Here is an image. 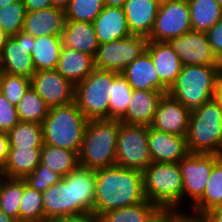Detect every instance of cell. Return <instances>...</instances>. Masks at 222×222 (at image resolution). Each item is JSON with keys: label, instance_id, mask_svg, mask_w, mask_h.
Instances as JSON below:
<instances>
[{"label": "cell", "instance_id": "6da1fadb", "mask_svg": "<svg viewBox=\"0 0 222 222\" xmlns=\"http://www.w3.org/2000/svg\"><path fill=\"white\" fill-rule=\"evenodd\" d=\"M146 200L143 173L119 166L96 170L95 203L92 214L129 207Z\"/></svg>", "mask_w": 222, "mask_h": 222}, {"label": "cell", "instance_id": "7a4b0ae2", "mask_svg": "<svg viewBox=\"0 0 222 222\" xmlns=\"http://www.w3.org/2000/svg\"><path fill=\"white\" fill-rule=\"evenodd\" d=\"M119 120H88L78 153L79 166L91 170L115 166Z\"/></svg>", "mask_w": 222, "mask_h": 222}, {"label": "cell", "instance_id": "3957f363", "mask_svg": "<svg viewBox=\"0 0 222 222\" xmlns=\"http://www.w3.org/2000/svg\"><path fill=\"white\" fill-rule=\"evenodd\" d=\"M87 121L75 101L49 108L42 123L44 144L72 150L78 154Z\"/></svg>", "mask_w": 222, "mask_h": 222}, {"label": "cell", "instance_id": "277c9868", "mask_svg": "<svg viewBox=\"0 0 222 222\" xmlns=\"http://www.w3.org/2000/svg\"><path fill=\"white\" fill-rule=\"evenodd\" d=\"M221 66L183 65L168 94L190 113L214 98L216 78Z\"/></svg>", "mask_w": 222, "mask_h": 222}, {"label": "cell", "instance_id": "5b68a950", "mask_svg": "<svg viewBox=\"0 0 222 222\" xmlns=\"http://www.w3.org/2000/svg\"><path fill=\"white\" fill-rule=\"evenodd\" d=\"M189 153L215 154L222 149V105L215 99L191 113L186 134Z\"/></svg>", "mask_w": 222, "mask_h": 222}, {"label": "cell", "instance_id": "8992f818", "mask_svg": "<svg viewBox=\"0 0 222 222\" xmlns=\"http://www.w3.org/2000/svg\"><path fill=\"white\" fill-rule=\"evenodd\" d=\"M142 173L146 200L158 208L182 211L183 181L179 163L151 162Z\"/></svg>", "mask_w": 222, "mask_h": 222}, {"label": "cell", "instance_id": "52a82bcc", "mask_svg": "<svg viewBox=\"0 0 222 222\" xmlns=\"http://www.w3.org/2000/svg\"><path fill=\"white\" fill-rule=\"evenodd\" d=\"M117 73L95 68L85 80L75 85L74 101L88 120L108 119V103Z\"/></svg>", "mask_w": 222, "mask_h": 222}, {"label": "cell", "instance_id": "ba28073f", "mask_svg": "<svg viewBox=\"0 0 222 222\" xmlns=\"http://www.w3.org/2000/svg\"><path fill=\"white\" fill-rule=\"evenodd\" d=\"M151 162L147 126L119 121L115 165L143 172Z\"/></svg>", "mask_w": 222, "mask_h": 222}, {"label": "cell", "instance_id": "9c48e42d", "mask_svg": "<svg viewBox=\"0 0 222 222\" xmlns=\"http://www.w3.org/2000/svg\"><path fill=\"white\" fill-rule=\"evenodd\" d=\"M218 159L219 155L215 154L188 153L179 162L183 181V212L186 213L187 208L190 209L202 197L214 163Z\"/></svg>", "mask_w": 222, "mask_h": 222}, {"label": "cell", "instance_id": "30bf717a", "mask_svg": "<svg viewBox=\"0 0 222 222\" xmlns=\"http://www.w3.org/2000/svg\"><path fill=\"white\" fill-rule=\"evenodd\" d=\"M147 42L148 39L144 36L130 35L102 43L98 46L94 57V67L121 73L146 50Z\"/></svg>", "mask_w": 222, "mask_h": 222}, {"label": "cell", "instance_id": "8fae6325", "mask_svg": "<svg viewBox=\"0 0 222 222\" xmlns=\"http://www.w3.org/2000/svg\"><path fill=\"white\" fill-rule=\"evenodd\" d=\"M191 30L187 0H168L160 3L153 28L147 39L167 42Z\"/></svg>", "mask_w": 222, "mask_h": 222}, {"label": "cell", "instance_id": "7c38bea8", "mask_svg": "<svg viewBox=\"0 0 222 222\" xmlns=\"http://www.w3.org/2000/svg\"><path fill=\"white\" fill-rule=\"evenodd\" d=\"M32 42L34 37L23 30L7 38L0 52L3 72L31 79L36 72L31 57Z\"/></svg>", "mask_w": 222, "mask_h": 222}, {"label": "cell", "instance_id": "4fadbf2b", "mask_svg": "<svg viewBox=\"0 0 222 222\" xmlns=\"http://www.w3.org/2000/svg\"><path fill=\"white\" fill-rule=\"evenodd\" d=\"M183 65L221 66L205 32L188 31L167 41Z\"/></svg>", "mask_w": 222, "mask_h": 222}, {"label": "cell", "instance_id": "5bb4252c", "mask_svg": "<svg viewBox=\"0 0 222 222\" xmlns=\"http://www.w3.org/2000/svg\"><path fill=\"white\" fill-rule=\"evenodd\" d=\"M31 87L49 108L74 102L75 85L56 70L36 71L31 77Z\"/></svg>", "mask_w": 222, "mask_h": 222}, {"label": "cell", "instance_id": "9a60e30c", "mask_svg": "<svg viewBox=\"0 0 222 222\" xmlns=\"http://www.w3.org/2000/svg\"><path fill=\"white\" fill-rule=\"evenodd\" d=\"M190 114L183 104L165 94L158 103L150 126L166 133L186 136Z\"/></svg>", "mask_w": 222, "mask_h": 222}, {"label": "cell", "instance_id": "2e32d148", "mask_svg": "<svg viewBox=\"0 0 222 222\" xmlns=\"http://www.w3.org/2000/svg\"><path fill=\"white\" fill-rule=\"evenodd\" d=\"M152 162L179 163L188 153L186 136H177L147 126Z\"/></svg>", "mask_w": 222, "mask_h": 222}, {"label": "cell", "instance_id": "e0dca14e", "mask_svg": "<svg viewBox=\"0 0 222 222\" xmlns=\"http://www.w3.org/2000/svg\"><path fill=\"white\" fill-rule=\"evenodd\" d=\"M45 222L74 216L72 178L67 175L42 192Z\"/></svg>", "mask_w": 222, "mask_h": 222}, {"label": "cell", "instance_id": "ac0fdd59", "mask_svg": "<svg viewBox=\"0 0 222 222\" xmlns=\"http://www.w3.org/2000/svg\"><path fill=\"white\" fill-rule=\"evenodd\" d=\"M121 74L133 90L159 91L164 95L168 94L169 89L159 80L151 57L146 51L125 67Z\"/></svg>", "mask_w": 222, "mask_h": 222}, {"label": "cell", "instance_id": "d6986e66", "mask_svg": "<svg viewBox=\"0 0 222 222\" xmlns=\"http://www.w3.org/2000/svg\"><path fill=\"white\" fill-rule=\"evenodd\" d=\"M145 51L151 57L159 80L169 89L182 71L178 55L167 42L148 41Z\"/></svg>", "mask_w": 222, "mask_h": 222}, {"label": "cell", "instance_id": "ffe728a7", "mask_svg": "<svg viewBox=\"0 0 222 222\" xmlns=\"http://www.w3.org/2000/svg\"><path fill=\"white\" fill-rule=\"evenodd\" d=\"M163 95L159 91L133 90L127 111L119 121L126 124L150 126Z\"/></svg>", "mask_w": 222, "mask_h": 222}, {"label": "cell", "instance_id": "44dd1931", "mask_svg": "<svg viewBox=\"0 0 222 222\" xmlns=\"http://www.w3.org/2000/svg\"><path fill=\"white\" fill-rule=\"evenodd\" d=\"M72 178L74 216L93 212L96 170L78 166L68 174Z\"/></svg>", "mask_w": 222, "mask_h": 222}, {"label": "cell", "instance_id": "7402d4cb", "mask_svg": "<svg viewBox=\"0 0 222 222\" xmlns=\"http://www.w3.org/2000/svg\"><path fill=\"white\" fill-rule=\"evenodd\" d=\"M159 5L157 0H126L123 10L131 35H150Z\"/></svg>", "mask_w": 222, "mask_h": 222}, {"label": "cell", "instance_id": "603a6c76", "mask_svg": "<svg viewBox=\"0 0 222 222\" xmlns=\"http://www.w3.org/2000/svg\"><path fill=\"white\" fill-rule=\"evenodd\" d=\"M65 24V10L50 7L26 12L23 31L34 38L44 35H61Z\"/></svg>", "mask_w": 222, "mask_h": 222}, {"label": "cell", "instance_id": "cb8c5ba5", "mask_svg": "<svg viewBox=\"0 0 222 222\" xmlns=\"http://www.w3.org/2000/svg\"><path fill=\"white\" fill-rule=\"evenodd\" d=\"M99 45L131 35L123 8L105 6L92 22Z\"/></svg>", "mask_w": 222, "mask_h": 222}, {"label": "cell", "instance_id": "d4e9b609", "mask_svg": "<svg viewBox=\"0 0 222 222\" xmlns=\"http://www.w3.org/2000/svg\"><path fill=\"white\" fill-rule=\"evenodd\" d=\"M62 45L95 57L99 43L92 22L65 20Z\"/></svg>", "mask_w": 222, "mask_h": 222}, {"label": "cell", "instance_id": "484cf974", "mask_svg": "<svg viewBox=\"0 0 222 222\" xmlns=\"http://www.w3.org/2000/svg\"><path fill=\"white\" fill-rule=\"evenodd\" d=\"M94 69L93 56L62 46L55 70L73 85L85 80Z\"/></svg>", "mask_w": 222, "mask_h": 222}, {"label": "cell", "instance_id": "4316f807", "mask_svg": "<svg viewBox=\"0 0 222 222\" xmlns=\"http://www.w3.org/2000/svg\"><path fill=\"white\" fill-rule=\"evenodd\" d=\"M41 148H10L0 176L24 179L40 164Z\"/></svg>", "mask_w": 222, "mask_h": 222}, {"label": "cell", "instance_id": "83f0119b", "mask_svg": "<svg viewBox=\"0 0 222 222\" xmlns=\"http://www.w3.org/2000/svg\"><path fill=\"white\" fill-rule=\"evenodd\" d=\"M222 206V160L219 158L212 168L202 197L190 208L186 215L200 218L208 210Z\"/></svg>", "mask_w": 222, "mask_h": 222}, {"label": "cell", "instance_id": "f1b7e54d", "mask_svg": "<svg viewBox=\"0 0 222 222\" xmlns=\"http://www.w3.org/2000/svg\"><path fill=\"white\" fill-rule=\"evenodd\" d=\"M62 46L61 35H44L34 38L31 57L35 71L55 70Z\"/></svg>", "mask_w": 222, "mask_h": 222}, {"label": "cell", "instance_id": "f546056e", "mask_svg": "<svg viewBox=\"0 0 222 222\" xmlns=\"http://www.w3.org/2000/svg\"><path fill=\"white\" fill-rule=\"evenodd\" d=\"M193 31L207 32L222 18V9L216 0H187Z\"/></svg>", "mask_w": 222, "mask_h": 222}, {"label": "cell", "instance_id": "4dcf8cb0", "mask_svg": "<svg viewBox=\"0 0 222 222\" xmlns=\"http://www.w3.org/2000/svg\"><path fill=\"white\" fill-rule=\"evenodd\" d=\"M40 163L48 165L63 177L79 166L78 154L75 151L48 144H43L41 148Z\"/></svg>", "mask_w": 222, "mask_h": 222}, {"label": "cell", "instance_id": "1f68e13d", "mask_svg": "<svg viewBox=\"0 0 222 222\" xmlns=\"http://www.w3.org/2000/svg\"><path fill=\"white\" fill-rule=\"evenodd\" d=\"M10 148H42V124L19 121L9 132Z\"/></svg>", "mask_w": 222, "mask_h": 222}, {"label": "cell", "instance_id": "d6a6232c", "mask_svg": "<svg viewBox=\"0 0 222 222\" xmlns=\"http://www.w3.org/2000/svg\"><path fill=\"white\" fill-rule=\"evenodd\" d=\"M22 195L23 179L0 176V210L18 222Z\"/></svg>", "mask_w": 222, "mask_h": 222}, {"label": "cell", "instance_id": "836d02e7", "mask_svg": "<svg viewBox=\"0 0 222 222\" xmlns=\"http://www.w3.org/2000/svg\"><path fill=\"white\" fill-rule=\"evenodd\" d=\"M20 121L42 124L47 117L49 107L30 86L16 105Z\"/></svg>", "mask_w": 222, "mask_h": 222}, {"label": "cell", "instance_id": "e575fe53", "mask_svg": "<svg viewBox=\"0 0 222 222\" xmlns=\"http://www.w3.org/2000/svg\"><path fill=\"white\" fill-rule=\"evenodd\" d=\"M157 208L155 204L144 200L133 206L104 212L98 217V222H145Z\"/></svg>", "mask_w": 222, "mask_h": 222}, {"label": "cell", "instance_id": "d590c367", "mask_svg": "<svg viewBox=\"0 0 222 222\" xmlns=\"http://www.w3.org/2000/svg\"><path fill=\"white\" fill-rule=\"evenodd\" d=\"M19 222H45L42 192L32 189L23 179V195L19 206Z\"/></svg>", "mask_w": 222, "mask_h": 222}, {"label": "cell", "instance_id": "8d00e7d4", "mask_svg": "<svg viewBox=\"0 0 222 222\" xmlns=\"http://www.w3.org/2000/svg\"><path fill=\"white\" fill-rule=\"evenodd\" d=\"M132 91L126 78L121 73H117L114 76L108 103V119L119 120L126 113Z\"/></svg>", "mask_w": 222, "mask_h": 222}, {"label": "cell", "instance_id": "74e56055", "mask_svg": "<svg viewBox=\"0 0 222 222\" xmlns=\"http://www.w3.org/2000/svg\"><path fill=\"white\" fill-rule=\"evenodd\" d=\"M104 7L103 0H70L65 20L93 22Z\"/></svg>", "mask_w": 222, "mask_h": 222}, {"label": "cell", "instance_id": "f35d334b", "mask_svg": "<svg viewBox=\"0 0 222 222\" xmlns=\"http://www.w3.org/2000/svg\"><path fill=\"white\" fill-rule=\"evenodd\" d=\"M26 9L23 0L0 8V27L9 36L23 30Z\"/></svg>", "mask_w": 222, "mask_h": 222}, {"label": "cell", "instance_id": "ab89813d", "mask_svg": "<svg viewBox=\"0 0 222 222\" xmlns=\"http://www.w3.org/2000/svg\"><path fill=\"white\" fill-rule=\"evenodd\" d=\"M30 86L31 79L25 76L2 73L0 92L12 105L19 103Z\"/></svg>", "mask_w": 222, "mask_h": 222}, {"label": "cell", "instance_id": "60d3db41", "mask_svg": "<svg viewBox=\"0 0 222 222\" xmlns=\"http://www.w3.org/2000/svg\"><path fill=\"white\" fill-rule=\"evenodd\" d=\"M62 178V175L51 169L48 165L40 163L24 180L32 189L43 192L50 186L58 183Z\"/></svg>", "mask_w": 222, "mask_h": 222}, {"label": "cell", "instance_id": "b9f144b4", "mask_svg": "<svg viewBox=\"0 0 222 222\" xmlns=\"http://www.w3.org/2000/svg\"><path fill=\"white\" fill-rule=\"evenodd\" d=\"M19 121L16 106L0 92V131L8 133Z\"/></svg>", "mask_w": 222, "mask_h": 222}, {"label": "cell", "instance_id": "7bdbcfd3", "mask_svg": "<svg viewBox=\"0 0 222 222\" xmlns=\"http://www.w3.org/2000/svg\"><path fill=\"white\" fill-rule=\"evenodd\" d=\"M185 214L175 208H157L145 222H178Z\"/></svg>", "mask_w": 222, "mask_h": 222}, {"label": "cell", "instance_id": "ee69618b", "mask_svg": "<svg viewBox=\"0 0 222 222\" xmlns=\"http://www.w3.org/2000/svg\"><path fill=\"white\" fill-rule=\"evenodd\" d=\"M205 33L214 55L222 62V18Z\"/></svg>", "mask_w": 222, "mask_h": 222}, {"label": "cell", "instance_id": "f6af8a7d", "mask_svg": "<svg viewBox=\"0 0 222 222\" xmlns=\"http://www.w3.org/2000/svg\"><path fill=\"white\" fill-rule=\"evenodd\" d=\"M10 149L7 132L0 131V171L3 169Z\"/></svg>", "mask_w": 222, "mask_h": 222}, {"label": "cell", "instance_id": "bcb514c9", "mask_svg": "<svg viewBox=\"0 0 222 222\" xmlns=\"http://www.w3.org/2000/svg\"><path fill=\"white\" fill-rule=\"evenodd\" d=\"M26 12L52 7L51 0H23Z\"/></svg>", "mask_w": 222, "mask_h": 222}, {"label": "cell", "instance_id": "7dc6e473", "mask_svg": "<svg viewBox=\"0 0 222 222\" xmlns=\"http://www.w3.org/2000/svg\"><path fill=\"white\" fill-rule=\"evenodd\" d=\"M200 219L202 222H222V206L208 210L200 217Z\"/></svg>", "mask_w": 222, "mask_h": 222}, {"label": "cell", "instance_id": "c3c4849f", "mask_svg": "<svg viewBox=\"0 0 222 222\" xmlns=\"http://www.w3.org/2000/svg\"><path fill=\"white\" fill-rule=\"evenodd\" d=\"M51 222H98V218L91 213H87L79 216L56 219Z\"/></svg>", "mask_w": 222, "mask_h": 222}, {"label": "cell", "instance_id": "681fc988", "mask_svg": "<svg viewBox=\"0 0 222 222\" xmlns=\"http://www.w3.org/2000/svg\"><path fill=\"white\" fill-rule=\"evenodd\" d=\"M214 98L222 105V69L218 72Z\"/></svg>", "mask_w": 222, "mask_h": 222}, {"label": "cell", "instance_id": "f907efd6", "mask_svg": "<svg viewBox=\"0 0 222 222\" xmlns=\"http://www.w3.org/2000/svg\"><path fill=\"white\" fill-rule=\"evenodd\" d=\"M104 5L108 7H121L123 8L126 0H103Z\"/></svg>", "mask_w": 222, "mask_h": 222}, {"label": "cell", "instance_id": "816d5d0a", "mask_svg": "<svg viewBox=\"0 0 222 222\" xmlns=\"http://www.w3.org/2000/svg\"><path fill=\"white\" fill-rule=\"evenodd\" d=\"M70 0H51L52 7L65 10L69 5Z\"/></svg>", "mask_w": 222, "mask_h": 222}, {"label": "cell", "instance_id": "f5cc1de1", "mask_svg": "<svg viewBox=\"0 0 222 222\" xmlns=\"http://www.w3.org/2000/svg\"><path fill=\"white\" fill-rule=\"evenodd\" d=\"M0 222H18V221L0 210Z\"/></svg>", "mask_w": 222, "mask_h": 222}, {"label": "cell", "instance_id": "db71d44e", "mask_svg": "<svg viewBox=\"0 0 222 222\" xmlns=\"http://www.w3.org/2000/svg\"><path fill=\"white\" fill-rule=\"evenodd\" d=\"M9 36L2 30L0 27V52L2 51V48Z\"/></svg>", "mask_w": 222, "mask_h": 222}, {"label": "cell", "instance_id": "11a10c76", "mask_svg": "<svg viewBox=\"0 0 222 222\" xmlns=\"http://www.w3.org/2000/svg\"><path fill=\"white\" fill-rule=\"evenodd\" d=\"M178 222H197V218L185 214Z\"/></svg>", "mask_w": 222, "mask_h": 222}, {"label": "cell", "instance_id": "9f6ffc18", "mask_svg": "<svg viewBox=\"0 0 222 222\" xmlns=\"http://www.w3.org/2000/svg\"><path fill=\"white\" fill-rule=\"evenodd\" d=\"M18 0H0V8L7 6L8 4H12L17 2Z\"/></svg>", "mask_w": 222, "mask_h": 222}, {"label": "cell", "instance_id": "6f0895ef", "mask_svg": "<svg viewBox=\"0 0 222 222\" xmlns=\"http://www.w3.org/2000/svg\"><path fill=\"white\" fill-rule=\"evenodd\" d=\"M218 3H219V6L221 7L222 9V0H216Z\"/></svg>", "mask_w": 222, "mask_h": 222}, {"label": "cell", "instance_id": "680465c9", "mask_svg": "<svg viewBox=\"0 0 222 222\" xmlns=\"http://www.w3.org/2000/svg\"><path fill=\"white\" fill-rule=\"evenodd\" d=\"M2 73H3V70H2V68L0 67V82H1Z\"/></svg>", "mask_w": 222, "mask_h": 222}, {"label": "cell", "instance_id": "91938a15", "mask_svg": "<svg viewBox=\"0 0 222 222\" xmlns=\"http://www.w3.org/2000/svg\"><path fill=\"white\" fill-rule=\"evenodd\" d=\"M218 155H219V158L222 160V149L220 150V153Z\"/></svg>", "mask_w": 222, "mask_h": 222}, {"label": "cell", "instance_id": "94428289", "mask_svg": "<svg viewBox=\"0 0 222 222\" xmlns=\"http://www.w3.org/2000/svg\"><path fill=\"white\" fill-rule=\"evenodd\" d=\"M159 3L164 2V1H168V0H157Z\"/></svg>", "mask_w": 222, "mask_h": 222}, {"label": "cell", "instance_id": "6125c7cd", "mask_svg": "<svg viewBox=\"0 0 222 222\" xmlns=\"http://www.w3.org/2000/svg\"><path fill=\"white\" fill-rule=\"evenodd\" d=\"M197 222H202V220L200 218H197Z\"/></svg>", "mask_w": 222, "mask_h": 222}]
</instances>
